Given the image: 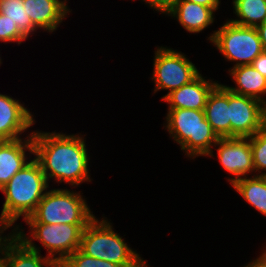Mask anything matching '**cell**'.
<instances>
[{"label": "cell", "mask_w": 266, "mask_h": 267, "mask_svg": "<svg viewBox=\"0 0 266 267\" xmlns=\"http://www.w3.org/2000/svg\"><path fill=\"white\" fill-rule=\"evenodd\" d=\"M83 135L33 131V155L39 163L47 181L78 187L91 182L89 156Z\"/></svg>", "instance_id": "obj_1"}, {"label": "cell", "mask_w": 266, "mask_h": 267, "mask_svg": "<svg viewBox=\"0 0 266 267\" xmlns=\"http://www.w3.org/2000/svg\"><path fill=\"white\" fill-rule=\"evenodd\" d=\"M49 188L39 163L33 159L18 171L0 191L5 195L1 215L12 224L25 220L36 209Z\"/></svg>", "instance_id": "obj_2"}, {"label": "cell", "mask_w": 266, "mask_h": 267, "mask_svg": "<svg viewBox=\"0 0 266 267\" xmlns=\"http://www.w3.org/2000/svg\"><path fill=\"white\" fill-rule=\"evenodd\" d=\"M165 118V129L186 156H214L212 147L220 138L206 120L204 110L168 109Z\"/></svg>", "instance_id": "obj_3"}, {"label": "cell", "mask_w": 266, "mask_h": 267, "mask_svg": "<svg viewBox=\"0 0 266 267\" xmlns=\"http://www.w3.org/2000/svg\"><path fill=\"white\" fill-rule=\"evenodd\" d=\"M113 230L110 221L95 217L83 230L79 249L88 256L121 267H147L146 261Z\"/></svg>", "instance_id": "obj_4"}, {"label": "cell", "mask_w": 266, "mask_h": 267, "mask_svg": "<svg viewBox=\"0 0 266 267\" xmlns=\"http://www.w3.org/2000/svg\"><path fill=\"white\" fill-rule=\"evenodd\" d=\"M95 215L80 192L51 189L45 193L26 223L89 224Z\"/></svg>", "instance_id": "obj_5"}, {"label": "cell", "mask_w": 266, "mask_h": 267, "mask_svg": "<svg viewBox=\"0 0 266 267\" xmlns=\"http://www.w3.org/2000/svg\"><path fill=\"white\" fill-rule=\"evenodd\" d=\"M30 228V236L16 226V235L22 242L37 240L47 250L48 258L61 264L81 245L83 230L88 224H43L26 223ZM19 230V231H18ZM58 255V256H57Z\"/></svg>", "instance_id": "obj_6"}, {"label": "cell", "mask_w": 266, "mask_h": 267, "mask_svg": "<svg viewBox=\"0 0 266 267\" xmlns=\"http://www.w3.org/2000/svg\"><path fill=\"white\" fill-rule=\"evenodd\" d=\"M228 61L236 62L233 67L251 65L263 52L256 27L236 25L229 20L208 37Z\"/></svg>", "instance_id": "obj_7"}, {"label": "cell", "mask_w": 266, "mask_h": 267, "mask_svg": "<svg viewBox=\"0 0 266 267\" xmlns=\"http://www.w3.org/2000/svg\"><path fill=\"white\" fill-rule=\"evenodd\" d=\"M152 81L154 80V93L158 90H170L162 100L173 90L190 83L199 74L196 68L184 53L171 48L158 47L155 51Z\"/></svg>", "instance_id": "obj_8"}, {"label": "cell", "mask_w": 266, "mask_h": 267, "mask_svg": "<svg viewBox=\"0 0 266 267\" xmlns=\"http://www.w3.org/2000/svg\"><path fill=\"white\" fill-rule=\"evenodd\" d=\"M230 137L253 136L266 123V105L229 91Z\"/></svg>", "instance_id": "obj_9"}, {"label": "cell", "mask_w": 266, "mask_h": 267, "mask_svg": "<svg viewBox=\"0 0 266 267\" xmlns=\"http://www.w3.org/2000/svg\"><path fill=\"white\" fill-rule=\"evenodd\" d=\"M218 160L226 172L235 177L228 178L231 185L237 180L255 172L252 149L248 137L220 138L214 145Z\"/></svg>", "instance_id": "obj_10"}, {"label": "cell", "mask_w": 266, "mask_h": 267, "mask_svg": "<svg viewBox=\"0 0 266 267\" xmlns=\"http://www.w3.org/2000/svg\"><path fill=\"white\" fill-rule=\"evenodd\" d=\"M32 113L19 100L0 93V141L21 139L34 123Z\"/></svg>", "instance_id": "obj_11"}, {"label": "cell", "mask_w": 266, "mask_h": 267, "mask_svg": "<svg viewBox=\"0 0 266 267\" xmlns=\"http://www.w3.org/2000/svg\"><path fill=\"white\" fill-rule=\"evenodd\" d=\"M219 83L206 80L199 74L190 83L173 90L162 101L169 104L168 109L204 110L211 91Z\"/></svg>", "instance_id": "obj_12"}, {"label": "cell", "mask_w": 266, "mask_h": 267, "mask_svg": "<svg viewBox=\"0 0 266 267\" xmlns=\"http://www.w3.org/2000/svg\"><path fill=\"white\" fill-rule=\"evenodd\" d=\"M33 132L26 139L0 141V189L27 163L26 151L33 154Z\"/></svg>", "instance_id": "obj_13"}, {"label": "cell", "mask_w": 266, "mask_h": 267, "mask_svg": "<svg viewBox=\"0 0 266 267\" xmlns=\"http://www.w3.org/2000/svg\"><path fill=\"white\" fill-rule=\"evenodd\" d=\"M66 2L67 0H24L23 6L38 29L51 33L57 30L58 25L71 12Z\"/></svg>", "instance_id": "obj_14"}, {"label": "cell", "mask_w": 266, "mask_h": 267, "mask_svg": "<svg viewBox=\"0 0 266 267\" xmlns=\"http://www.w3.org/2000/svg\"><path fill=\"white\" fill-rule=\"evenodd\" d=\"M39 249L35 243L22 242L16 236L3 255V267H60L48 256L42 257Z\"/></svg>", "instance_id": "obj_15"}, {"label": "cell", "mask_w": 266, "mask_h": 267, "mask_svg": "<svg viewBox=\"0 0 266 267\" xmlns=\"http://www.w3.org/2000/svg\"><path fill=\"white\" fill-rule=\"evenodd\" d=\"M204 113L219 138L230 137L229 90L223 84L219 83L211 91Z\"/></svg>", "instance_id": "obj_16"}, {"label": "cell", "mask_w": 266, "mask_h": 267, "mask_svg": "<svg viewBox=\"0 0 266 267\" xmlns=\"http://www.w3.org/2000/svg\"><path fill=\"white\" fill-rule=\"evenodd\" d=\"M218 9L180 0L168 13V16L177 18L178 23L190 33H200L214 22V13Z\"/></svg>", "instance_id": "obj_17"}, {"label": "cell", "mask_w": 266, "mask_h": 267, "mask_svg": "<svg viewBox=\"0 0 266 267\" xmlns=\"http://www.w3.org/2000/svg\"><path fill=\"white\" fill-rule=\"evenodd\" d=\"M228 71L236 83V87L224 85L229 91L257 99L266 105V99L263 98L266 95V78L259 71L252 65H240Z\"/></svg>", "instance_id": "obj_18"}, {"label": "cell", "mask_w": 266, "mask_h": 267, "mask_svg": "<svg viewBox=\"0 0 266 267\" xmlns=\"http://www.w3.org/2000/svg\"><path fill=\"white\" fill-rule=\"evenodd\" d=\"M231 186L257 211L266 216V176L243 177Z\"/></svg>", "instance_id": "obj_19"}, {"label": "cell", "mask_w": 266, "mask_h": 267, "mask_svg": "<svg viewBox=\"0 0 266 267\" xmlns=\"http://www.w3.org/2000/svg\"><path fill=\"white\" fill-rule=\"evenodd\" d=\"M237 19L230 22L245 27H257L266 21V0H233Z\"/></svg>", "instance_id": "obj_20"}, {"label": "cell", "mask_w": 266, "mask_h": 267, "mask_svg": "<svg viewBox=\"0 0 266 267\" xmlns=\"http://www.w3.org/2000/svg\"><path fill=\"white\" fill-rule=\"evenodd\" d=\"M23 2L24 0H0V13L16 23L19 30L28 38L38 28L27 15Z\"/></svg>", "instance_id": "obj_21"}, {"label": "cell", "mask_w": 266, "mask_h": 267, "mask_svg": "<svg viewBox=\"0 0 266 267\" xmlns=\"http://www.w3.org/2000/svg\"><path fill=\"white\" fill-rule=\"evenodd\" d=\"M248 139L252 149L255 172L258 171L257 176H266V173L262 172L266 171V123Z\"/></svg>", "instance_id": "obj_22"}, {"label": "cell", "mask_w": 266, "mask_h": 267, "mask_svg": "<svg viewBox=\"0 0 266 267\" xmlns=\"http://www.w3.org/2000/svg\"><path fill=\"white\" fill-rule=\"evenodd\" d=\"M60 267H121L116 263L93 258L86 255L80 249L69 255L61 264Z\"/></svg>", "instance_id": "obj_23"}, {"label": "cell", "mask_w": 266, "mask_h": 267, "mask_svg": "<svg viewBox=\"0 0 266 267\" xmlns=\"http://www.w3.org/2000/svg\"><path fill=\"white\" fill-rule=\"evenodd\" d=\"M25 39L27 37L19 30L16 23L0 13V41L6 43L17 42L20 45Z\"/></svg>", "instance_id": "obj_24"}, {"label": "cell", "mask_w": 266, "mask_h": 267, "mask_svg": "<svg viewBox=\"0 0 266 267\" xmlns=\"http://www.w3.org/2000/svg\"><path fill=\"white\" fill-rule=\"evenodd\" d=\"M11 226L15 227L8 219L4 218L2 215H0V255L3 256L7 246L16 238V227L13 228V233L7 235V236H1L3 235L4 231H6Z\"/></svg>", "instance_id": "obj_25"}, {"label": "cell", "mask_w": 266, "mask_h": 267, "mask_svg": "<svg viewBox=\"0 0 266 267\" xmlns=\"http://www.w3.org/2000/svg\"><path fill=\"white\" fill-rule=\"evenodd\" d=\"M180 0H143L154 10L167 15Z\"/></svg>", "instance_id": "obj_26"}, {"label": "cell", "mask_w": 266, "mask_h": 267, "mask_svg": "<svg viewBox=\"0 0 266 267\" xmlns=\"http://www.w3.org/2000/svg\"><path fill=\"white\" fill-rule=\"evenodd\" d=\"M251 65L266 78V52L259 54Z\"/></svg>", "instance_id": "obj_27"}, {"label": "cell", "mask_w": 266, "mask_h": 267, "mask_svg": "<svg viewBox=\"0 0 266 267\" xmlns=\"http://www.w3.org/2000/svg\"><path fill=\"white\" fill-rule=\"evenodd\" d=\"M185 1L201 4L210 7L211 9H218L220 6L219 4L221 2L220 0H185Z\"/></svg>", "instance_id": "obj_28"}, {"label": "cell", "mask_w": 266, "mask_h": 267, "mask_svg": "<svg viewBox=\"0 0 266 267\" xmlns=\"http://www.w3.org/2000/svg\"><path fill=\"white\" fill-rule=\"evenodd\" d=\"M256 29L261 40L263 51L266 52V21L263 24L258 25Z\"/></svg>", "instance_id": "obj_29"}, {"label": "cell", "mask_w": 266, "mask_h": 267, "mask_svg": "<svg viewBox=\"0 0 266 267\" xmlns=\"http://www.w3.org/2000/svg\"><path fill=\"white\" fill-rule=\"evenodd\" d=\"M244 267H266L258 258L249 262L247 265H244Z\"/></svg>", "instance_id": "obj_30"}, {"label": "cell", "mask_w": 266, "mask_h": 267, "mask_svg": "<svg viewBox=\"0 0 266 267\" xmlns=\"http://www.w3.org/2000/svg\"><path fill=\"white\" fill-rule=\"evenodd\" d=\"M262 255L258 259L266 266V250L263 251Z\"/></svg>", "instance_id": "obj_31"}, {"label": "cell", "mask_w": 266, "mask_h": 267, "mask_svg": "<svg viewBox=\"0 0 266 267\" xmlns=\"http://www.w3.org/2000/svg\"><path fill=\"white\" fill-rule=\"evenodd\" d=\"M0 267H3V257L0 256Z\"/></svg>", "instance_id": "obj_32"}]
</instances>
